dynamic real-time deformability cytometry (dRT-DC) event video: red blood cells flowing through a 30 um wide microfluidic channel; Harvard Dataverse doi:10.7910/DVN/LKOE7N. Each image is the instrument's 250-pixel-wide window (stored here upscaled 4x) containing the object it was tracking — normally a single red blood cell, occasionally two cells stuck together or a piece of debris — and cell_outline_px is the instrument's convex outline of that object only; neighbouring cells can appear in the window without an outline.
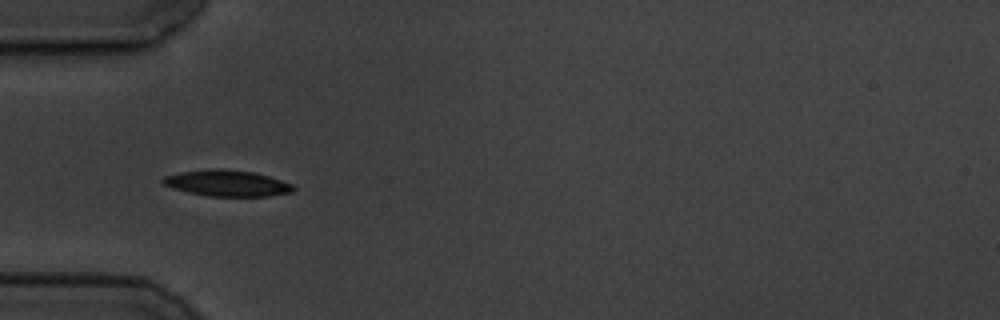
{"species": "common noctule bat (a hibernating species)", "species_latin": "Nyctalus noctula", "temperature_condition": "cold", "stored_images_in_passage": 5, "camera_frame_rate_fps": 3000, "um_per_image_px": 0.085, "animal": {"sex": "male", "body_mass_g": 19.5, "forearm_length_mm": 54.6}, "frame": {"image": 1, "passage_image": 4, "time_ms": 4.333, "image_size_px": [1000, 320], "cell_outline_px": [[296, 188], [292, 192], [268, 196], [208, 196], [188, 192], [172, 188], [164, 184], [160, 180], [164, 176], [184, 172], [216, 168], [224, 168], [252, 172], [268, 176], [292, 184]], "centroid_in_image_um": [19.3, 15.57], "position_along_channel_um": 65.7, "area_um2": 19.71}}
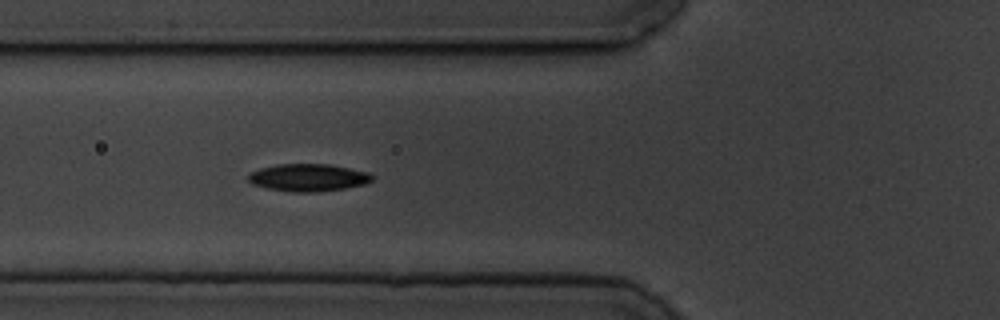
{"frame": {"image": 2, "passage_image": 5, "time_ms": 5.333, "image_size_px": [1000, 320], "cell_outline_px": [[376, 176], [372, 180], [364, 184], [344, 188], [316, 192], [292, 192], [268, 188], [252, 184], [248, 180], [248, 176], [252, 172], [260, 168], [276, 164], [328, 164], [368, 172]], "centroid_in_image_um": [26.21, 15.09], "position_along_channel_um": 99.6, "area_um2": 19.71}}